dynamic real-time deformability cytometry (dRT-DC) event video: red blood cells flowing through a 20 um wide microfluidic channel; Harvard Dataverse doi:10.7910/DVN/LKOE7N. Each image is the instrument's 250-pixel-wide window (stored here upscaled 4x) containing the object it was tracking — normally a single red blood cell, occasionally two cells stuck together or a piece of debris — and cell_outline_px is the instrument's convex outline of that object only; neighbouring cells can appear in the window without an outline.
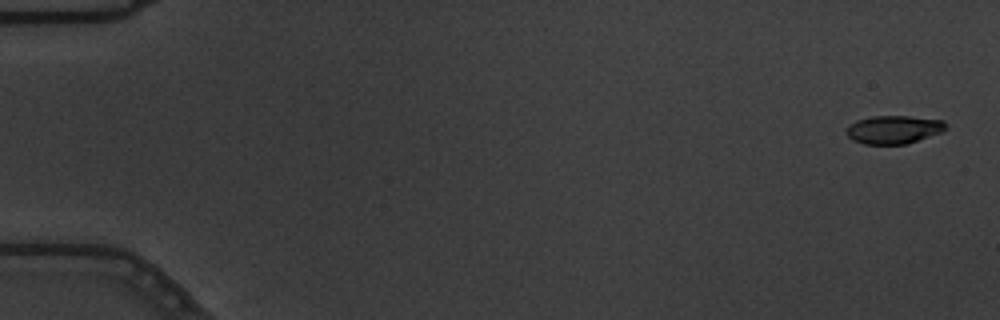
{"species": "common noctule bat (a hibernating species)", "species_latin": "Nyctalus noctula", "temperature_condition": "warm", "stored_images_in_passage": 9, "camera_frame_rate_fps": 3000, "um_per_image_px": 0.085, "animal": {"sex": "male", "body_mass_g": 19.5, "forearm_length_mm": 54.6}, "frame": {"image": 1, "passage_image": 2, "time_ms": 0.333, "image_size_px": [1000, 320], "cell_outline_px": [[948, 128], [940, 132], [904, 144], [864, 144], [852, 140], [844, 132], [848, 124], [856, 120], [872, 116], [908, 116], [944, 120], [948, 124]], "centroid_in_image_um": [75.92, 11.0], "position_along_channel_um": 9.1, "area_um2": 16.42}}